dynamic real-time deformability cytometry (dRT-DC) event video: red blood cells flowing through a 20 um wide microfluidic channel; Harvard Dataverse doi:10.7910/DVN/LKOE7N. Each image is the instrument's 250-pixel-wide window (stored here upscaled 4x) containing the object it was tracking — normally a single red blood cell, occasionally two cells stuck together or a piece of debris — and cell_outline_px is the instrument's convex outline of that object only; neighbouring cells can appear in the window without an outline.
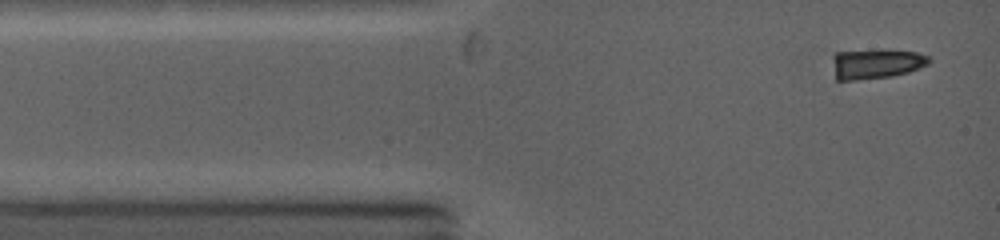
{"species": "common noctule bat (a hibernating species)", "species_latin": "Nyctalus noctula", "temperature_condition": "warm", "stored_images_in_passage": 3, "camera_frame_rate_fps": 5000, "um_per_image_px": 0.085, "animal": {"sex": "female", "body_mass_g": 19.0, "forearm_length_mm": 53.3}, "frame": {"image": 1, "passage_image": 1, "time_ms": 0.0, "image_size_px": [1000, 240], "cell_outline_px": [[932, 60], [928, 64], [908, 72], [888, 76], [852, 80], [836, 80], [832, 56], [836, 52], [916, 52], [928, 56]], "centroid_in_image_um": [74.45, 5.45], "position_along_channel_um": 10.6, "area_um2": 15.84}}
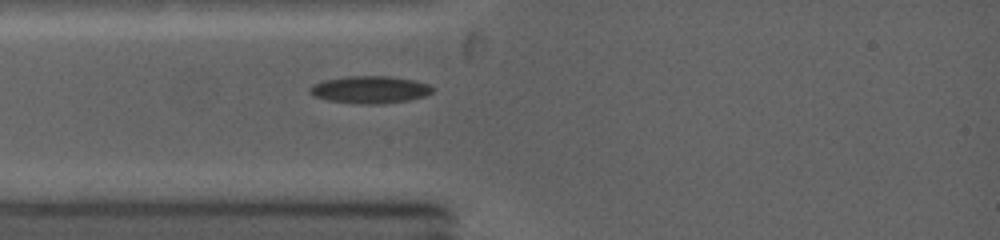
{"frame": {"image": 2, "passage_image": 3, "time_ms": 2.0, "image_size_px": [1000, 240], "cell_outline_px": [[432, 92], [424, 96], [408, 100], [380, 104], [364, 104], [328, 100], [316, 96], [312, 92], [312, 88], [316, 84], [328, 80], [348, 76], [388, 76], [412, 80], [428, 84], [432, 88]], "centroid_in_image_um": [31.52, 7.62], "position_along_channel_um": 53.5, "area_um2": 18.84}}